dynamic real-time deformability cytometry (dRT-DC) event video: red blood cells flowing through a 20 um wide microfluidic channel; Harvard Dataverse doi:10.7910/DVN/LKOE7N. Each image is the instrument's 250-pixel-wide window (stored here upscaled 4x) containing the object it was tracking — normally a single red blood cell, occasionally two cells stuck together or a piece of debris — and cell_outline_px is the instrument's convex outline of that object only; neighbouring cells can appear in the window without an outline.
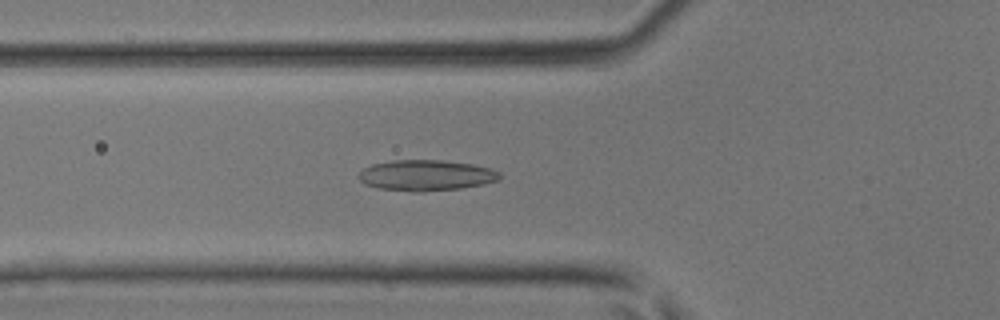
{"species": "common noctule bat (a hibernating species)", "species_latin": "Nyctalus noctula", "temperature_condition": "room temperature", "stored_images_in_passage": 44, "camera_frame_rate_fps": 3000, "um_per_image_px": 0.085, "animal": {"sex": "male", "body_mass_g": 17.9, "forearm_length_mm": 54.2}, "frame": {"image": 1, "passage_image": 16, "time_ms": 5.0, "image_size_px": [1000, 320], "cell_outline_px": [[500, 180], [484, 184], [460, 188], [420, 192], [412, 192], [380, 188], [364, 184], [356, 176], [364, 168], [372, 164], [392, 160], [440, 160], [472, 164], [492, 168], [500, 172]], "centroid_in_image_um": [36.22, 14.9], "position_along_channel_um": 89.6, "area_um2": 25.43}}
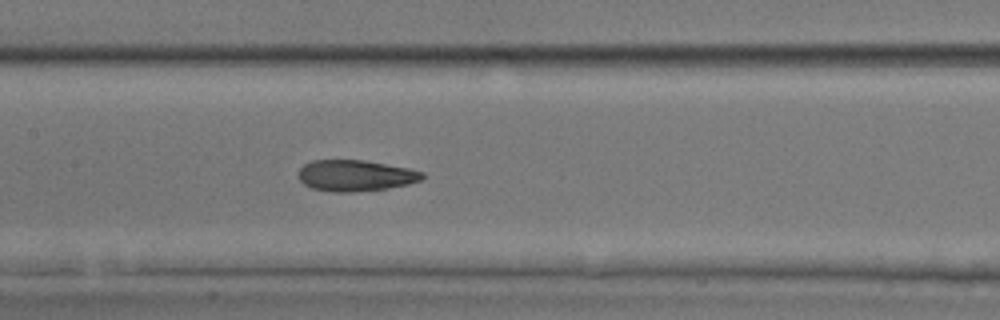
{"frame": {"image": 2, "passage_image": 22, "time_ms": 7.0, "image_size_px": [1000, 320], "cell_outline_px": [[424, 176], [420, 180], [408, 184], [388, 188], [352, 192], [332, 192], [312, 188], [304, 184], [300, 180], [300, 168], [304, 164], [312, 160], [364, 160], [408, 168], [424, 172]], "centroid_in_image_um": [30.21, 14.92], "position_along_channel_um": 177.2, "area_um2": 22.37}}
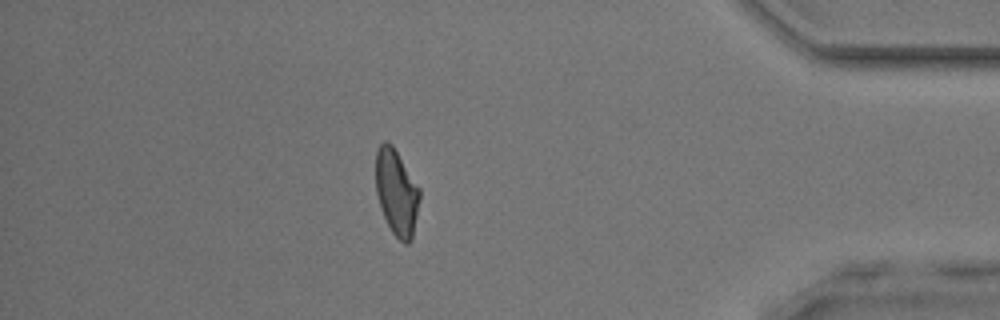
{"frame": {"image": 3, "passage_image": 40, "time_ms": 13.0, "image_size_px": [1000, 320], "cell_outline_px": [[420, 196], [412, 240], [408, 244], [404, 244], [392, 232], [380, 208], [376, 192], [376, 152], [380, 144], [384, 140], [388, 140], [392, 144], [420, 188]], "centroid_in_image_um": [33.7, 16.34], "position_along_channel_um": 401.5, "area_um2": 22.02}}